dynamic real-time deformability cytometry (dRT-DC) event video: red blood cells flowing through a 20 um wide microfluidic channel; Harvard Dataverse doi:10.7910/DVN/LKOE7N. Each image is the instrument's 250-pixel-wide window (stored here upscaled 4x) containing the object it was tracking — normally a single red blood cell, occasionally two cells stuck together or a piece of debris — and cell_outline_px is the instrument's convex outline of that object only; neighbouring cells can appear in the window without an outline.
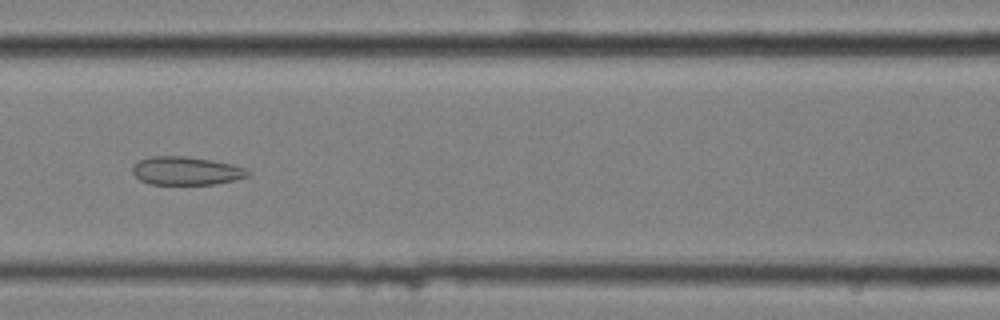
{"species": "common noctule bat (a hibernating species)", "species_latin": "Nyctalus noctula", "temperature_condition": "cold", "stored_images_in_passage": 53, "segment_of_instrument_passage": [2, 2], "camera_frame_rate_fps": 3000, "um_per_image_px": 0.085, "animal": {"sex": "female", "body_mass_g": 25.1}, "frame": {"image": 1, "passage_image": 26, "time_ms": 8.333, "image_size_px": [1000, 320], "cell_outline_px": [[252, 172], [248, 176], [216, 184], [152, 184], [140, 180], [132, 172], [132, 168], [140, 160], [152, 156], [188, 156], [212, 160], [232, 164], [244, 168]], "centroid_in_image_um": [15.84, 14.51], "position_along_channel_um": 150.8, "area_um2": 18.9}}
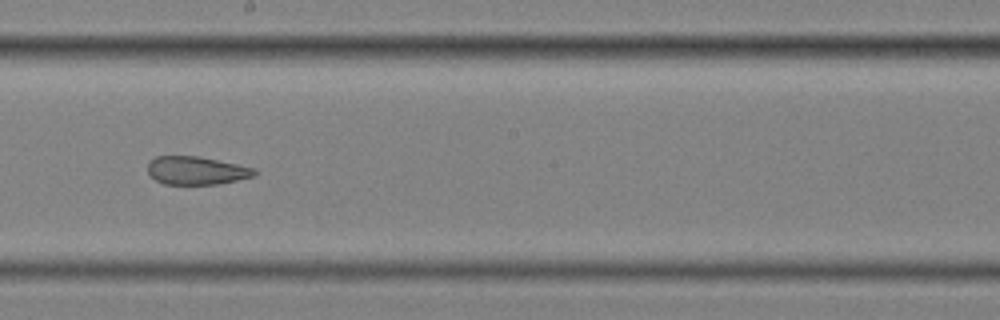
{"frame": {"image": 2, "passage_image": 33, "time_ms": 10.667, "image_size_px": [1000, 320], "cell_outline_px": [[256, 176], [220, 184], [164, 184], [156, 180], [148, 172], [148, 160], [156, 156], [200, 156], [256, 168]], "centroid_in_image_um": [16.71, 14.49], "position_along_channel_um": 231.5, "area_um2": 17.69}}
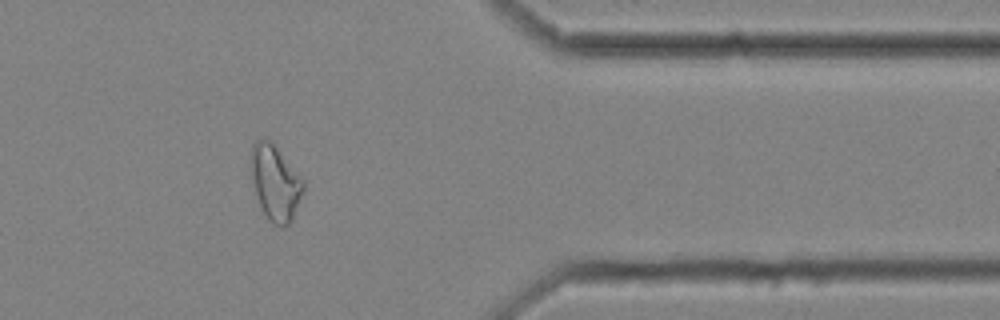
{"frame": {"image": 3, "passage_image": 48, "time_ms": 15.667, "image_size_px": [1000, 320], "cell_outline_px": [[304, 188], [292, 220], [288, 224], [276, 224], [268, 220], [260, 204], [256, 192], [252, 176], [252, 144], [256, 140], [264, 136], [276, 148], [304, 180]], "centroid_in_image_um": [23.41, 15.51], "position_along_channel_um": 388.0, "area_um2": 22.08}}